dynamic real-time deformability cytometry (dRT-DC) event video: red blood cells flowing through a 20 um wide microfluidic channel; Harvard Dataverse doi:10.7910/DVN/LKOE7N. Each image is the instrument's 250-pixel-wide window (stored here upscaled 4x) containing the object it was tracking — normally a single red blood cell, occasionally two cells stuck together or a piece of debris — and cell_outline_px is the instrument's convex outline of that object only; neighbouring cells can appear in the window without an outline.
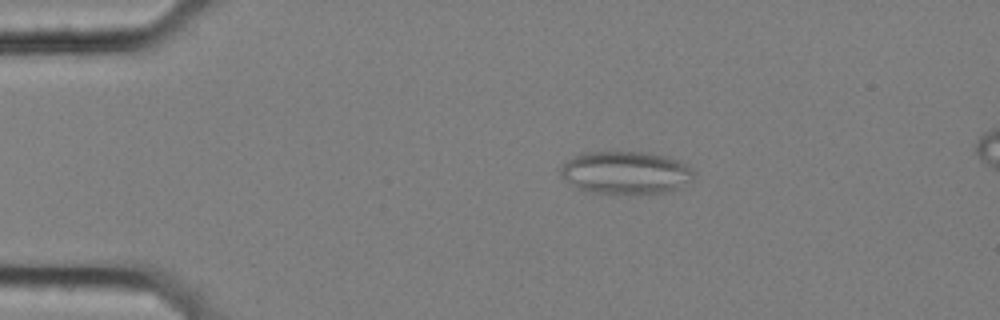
{"species": "common noctule bat (a hibernating species)", "species_latin": "Nyctalus noctula", "temperature_condition": "cold", "stored_images_in_passage": 27, "camera_frame_rate_fps": 3000, "um_per_image_px": 0.085, "animal": {"sex": "female", "body_mass_g": 25.1}, "frame": {"image": 1, "passage_image": 12, "time_ms": 3.667, "image_size_px": [1000, 320], "cell_outline_px": [[696, 172], [692, 180], [676, 188], [660, 192], [592, 192], [580, 188], [560, 176], [560, 168], [568, 160], [584, 152], [644, 152], [676, 160], [692, 168]], "centroid_in_image_um": [53.18, 14.65], "position_along_channel_um": 31.8, "area_um2": 32.08}}